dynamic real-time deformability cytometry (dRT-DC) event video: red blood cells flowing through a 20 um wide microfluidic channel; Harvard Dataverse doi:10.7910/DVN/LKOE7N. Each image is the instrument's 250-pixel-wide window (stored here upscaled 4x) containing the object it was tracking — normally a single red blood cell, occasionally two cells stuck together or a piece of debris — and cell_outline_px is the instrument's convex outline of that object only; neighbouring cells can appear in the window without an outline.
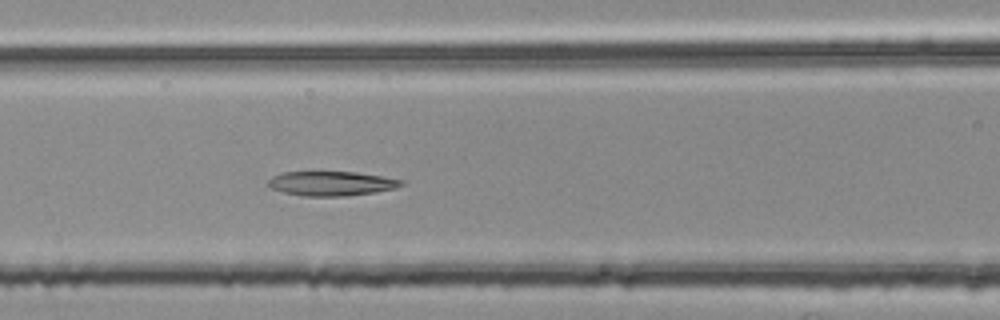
{"species": "common noctule bat (a hibernating species)", "species_latin": "Nyctalus noctula", "temperature_condition": "room temperature", "stored_images_in_passage": 50, "segment_of_instrument_passage": [2, 2], "camera_frame_rate_fps": 3000, "um_per_image_px": 0.085, "animal": {"sex": "female", "body_mass_g": 25.1}, "frame": {"image": 1, "passage_image": 23, "time_ms": 7.333, "image_size_px": [1000, 320], "cell_outline_px": [[404, 184], [396, 188], [376, 192], [348, 196], [304, 196], [284, 192], [272, 188], [268, 184], [268, 180], [272, 176], [284, 172], [356, 172], [384, 176], [404, 180]], "centroid_in_image_um": [28.22, 15.59], "position_along_channel_um": 138.4, "area_um2": 19.02}}
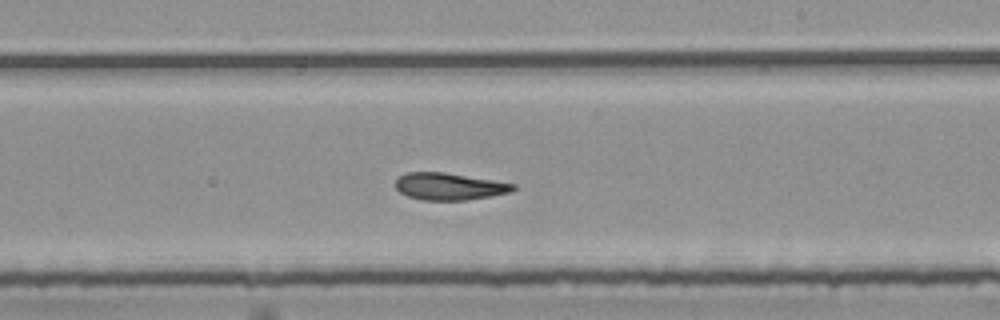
{"frame": {"image": 2, "passage_image": 32, "time_ms": 10.333, "image_size_px": [1000, 320], "cell_outline_px": [[516, 188], [512, 192], [492, 196], [468, 200], [424, 200], [408, 196], [400, 192], [396, 188], [396, 180], [400, 176], [408, 172], [444, 172], [516, 184]], "centroid_in_image_um": [38.21, 15.85], "position_along_channel_um": 250.8, "area_um2": 18.5}}
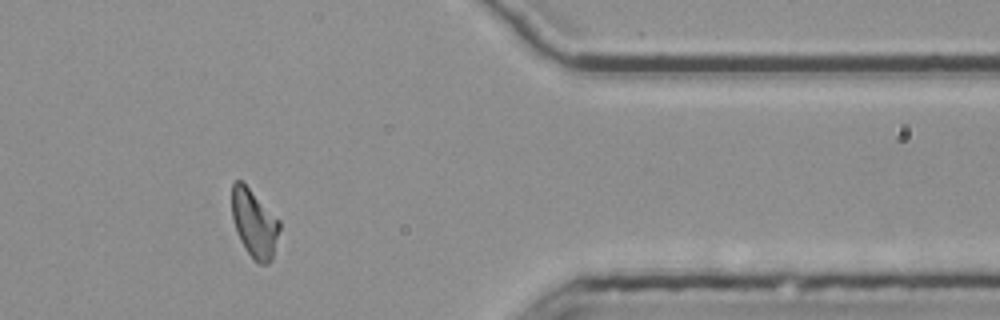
{"frame": {"image": 3, "passage_image": 45, "time_ms": 14.667, "image_size_px": [1000, 320], "cell_outline_px": [[280, 228], [272, 256], [268, 264], [260, 264], [252, 260], [240, 240], [236, 232], [232, 216], [232, 184], [236, 180], [240, 180], [280, 220]], "centroid_in_image_um": [21.6, 19.02], "position_along_channel_um": 389.8, "area_um2": 18.61}}